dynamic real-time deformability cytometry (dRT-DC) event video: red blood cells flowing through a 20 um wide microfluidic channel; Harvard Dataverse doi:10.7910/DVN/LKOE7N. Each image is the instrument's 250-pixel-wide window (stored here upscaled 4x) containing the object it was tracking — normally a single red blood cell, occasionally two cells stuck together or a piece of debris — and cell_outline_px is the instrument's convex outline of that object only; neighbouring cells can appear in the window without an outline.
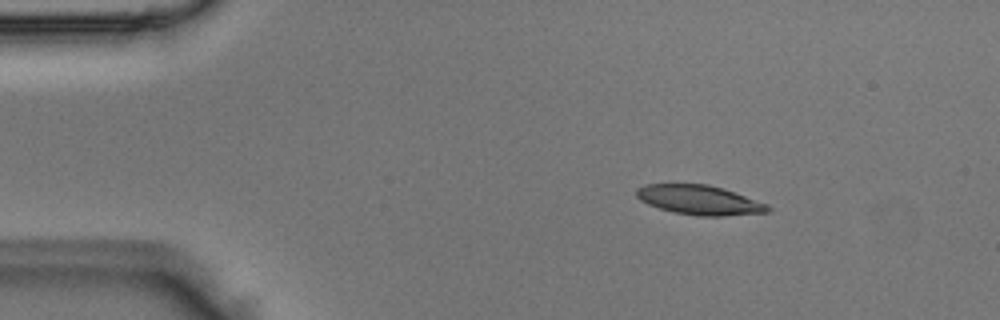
{"species": "Egyptian fruit bat (a non-hibernating species)", "species_latin": "Rousettus aegyptiacus", "temperature_condition": "room temperature", "stored_images_in_passage": 44, "camera_frame_rate_fps": 3000, "um_per_image_px": 0.085, "animal": {"sex": "male"}, "frame": {"image": 1, "passage_image": 2, "time_ms": 0.333, "image_size_px": [1000, 320], "cell_outline_px": [[772, 208], [768, 212], [724, 216], [700, 216], [672, 212], [648, 204], [640, 200], [636, 196], [636, 188], [644, 184], [708, 184], [724, 188], [768, 204]], "centroid_in_image_um": [59.45, 16.99], "position_along_channel_um": 25.5, "area_um2": 22.72}}
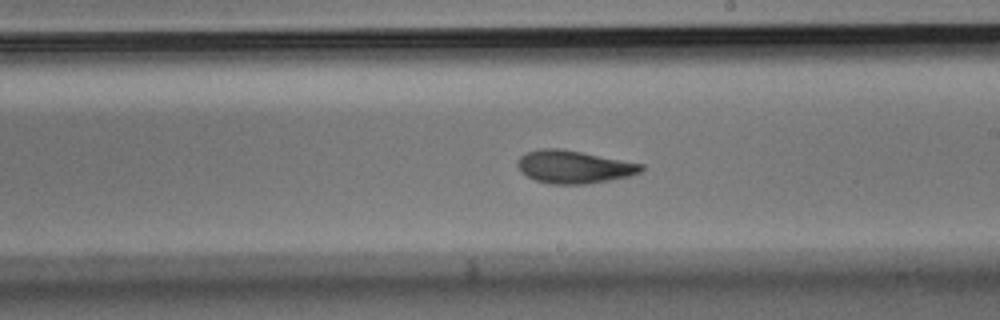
{"frame": {"image": 2, "passage_image": 23, "time_ms": 7.333, "image_size_px": [1000, 320], "cell_outline_px": [[644, 168], [640, 172], [628, 176], [608, 180], [584, 184], [548, 184], [536, 180], [520, 172], [516, 164], [520, 156], [528, 152], [540, 148], [560, 148], [644, 164]], "centroid_in_image_um": [48.75, 14.18], "position_along_channel_um": 240.3, "area_um2": 23.52}}
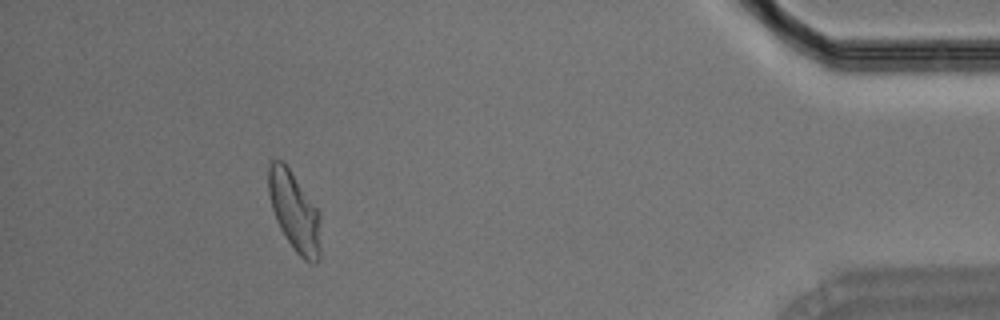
{"frame": {"image": 3, "passage_image": 40, "time_ms": 13.0, "image_size_px": [1000, 320], "cell_outline_px": [[320, 256], [316, 264], [312, 264], [304, 260], [292, 248], [280, 228], [276, 220], [272, 208], [268, 192], [268, 164], [272, 160], [280, 160], [288, 168], [320, 212]], "centroid_in_image_um": [25.03, 18.03], "position_along_channel_um": 410.2, "area_um2": 24.04}}